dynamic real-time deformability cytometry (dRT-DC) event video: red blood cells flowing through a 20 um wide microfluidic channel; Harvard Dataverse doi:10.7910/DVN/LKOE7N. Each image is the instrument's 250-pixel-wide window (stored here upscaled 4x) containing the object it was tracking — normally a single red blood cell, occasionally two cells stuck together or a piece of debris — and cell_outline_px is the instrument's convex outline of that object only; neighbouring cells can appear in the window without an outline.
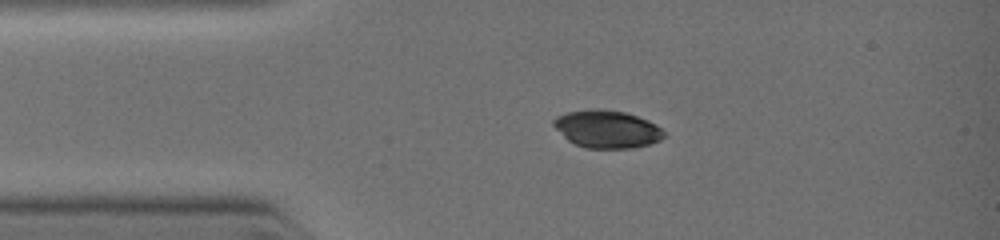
{"species": "common noctule bat (a hibernating species)", "species_latin": "Nyctalus noctula", "temperature_condition": "warm", "stored_images_in_passage": 2, "camera_frame_rate_fps": 3000, "um_per_image_px": 0.085, "animal": {"sex": "female", "body_mass_g": 19.0, "forearm_length_mm": 51.5}, "frame": {"image": 1, "passage_image": 1, "time_ms": 0.0, "image_size_px": [1000, 240], "cell_outline_px": [[664, 136], [660, 140], [648, 144], [632, 148], [588, 148], [576, 144], [568, 140], [552, 124], [552, 120], [556, 116], [568, 112], [596, 108], [600, 108], [624, 112], [648, 120], [656, 124], [664, 132]], "centroid_in_image_um": [51.58, 10.96], "position_along_channel_um": 33.4, "area_um2": 24.04}}